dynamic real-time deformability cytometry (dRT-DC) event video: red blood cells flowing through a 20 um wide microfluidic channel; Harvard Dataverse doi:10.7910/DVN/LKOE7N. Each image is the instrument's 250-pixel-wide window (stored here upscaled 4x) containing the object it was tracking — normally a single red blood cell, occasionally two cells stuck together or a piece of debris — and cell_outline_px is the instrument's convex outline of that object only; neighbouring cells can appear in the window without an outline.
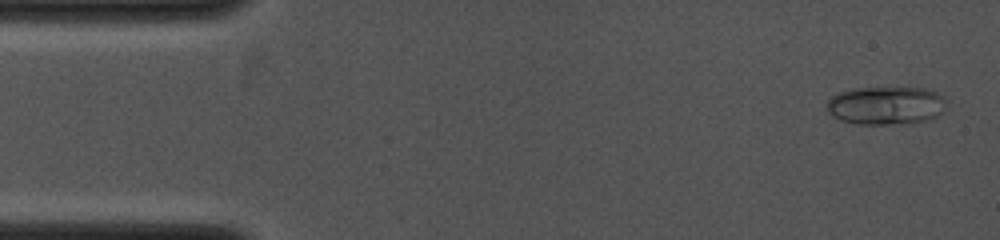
{"species": "common noctule bat (a hibernating species)", "species_latin": "Nyctalus noctula", "temperature_condition": "cold", "stored_images_in_passage": 25, "camera_frame_rate_fps": 4000, "um_per_image_px": 0.085, "animal": {"sex": "female", "body_mass_g": 19.0, "forearm_length_mm": 53.3}, "frame": {"image": 1, "passage_image": 2, "time_ms": 0.25, "image_size_px": [1000, 240], "cell_outline_px": [[944, 112], [928, 120], [908, 124], [856, 124], [840, 120], [832, 116], [828, 112], [828, 100], [832, 96], [840, 92], [856, 88], [924, 88], [936, 92], [944, 96]], "centroid_in_image_um": [75.32, 8.98], "position_along_channel_um": 9.7, "area_um2": 26.7}}
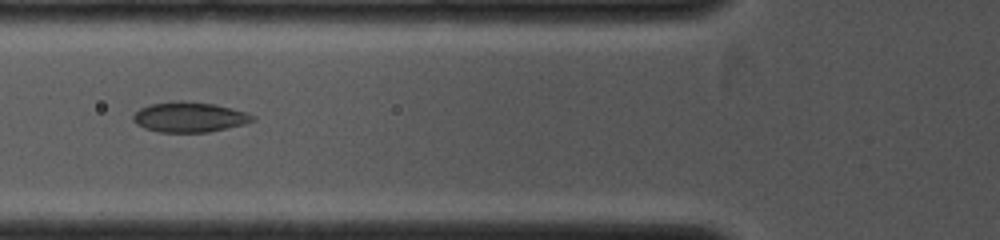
{"frame": {"image": 2, "passage_image": 16, "time_ms": 4.25, "image_size_px": [1000, 240], "cell_outline_px": [[256, 120], [244, 124], [208, 132], [160, 132], [144, 128], [136, 124], [132, 120], [132, 116], [140, 108], [152, 104], [176, 100], [184, 100], [216, 104], [232, 108], [256, 116]], "centroid_in_image_um": [16.1, 9.94], "position_along_channel_um": 109.7, "area_um2": 21.1}}
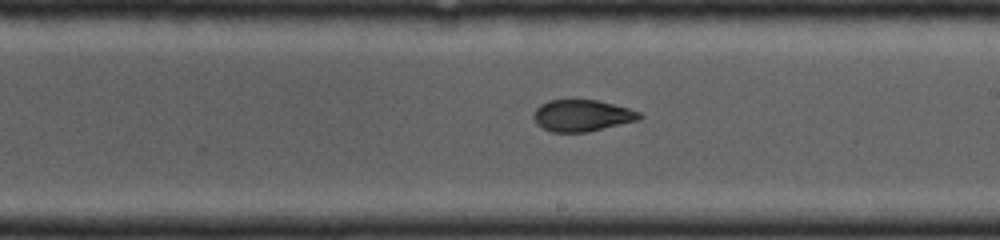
{"frame": {"image": 3, "passage_image": 25, "time_ms": 6.75, "image_size_px": [1000, 240], "cell_outline_px": [[644, 116], [640, 120], [588, 132], [552, 132], [536, 124], [532, 116], [536, 108], [540, 104], [552, 100], [596, 100], [628, 108], [640, 112]], "centroid_in_image_um": [49.49, 9.83], "position_along_channel_um": 239.5, "area_um2": 19.54}}